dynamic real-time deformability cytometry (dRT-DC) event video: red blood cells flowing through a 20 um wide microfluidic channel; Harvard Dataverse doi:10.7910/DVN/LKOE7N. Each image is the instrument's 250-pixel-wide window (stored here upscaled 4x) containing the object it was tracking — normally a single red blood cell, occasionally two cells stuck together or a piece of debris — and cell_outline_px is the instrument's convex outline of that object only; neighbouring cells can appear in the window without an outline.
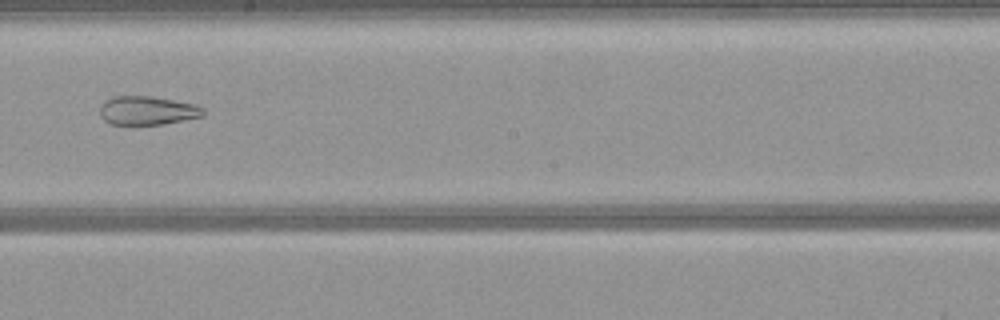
{"species": "common noctule bat (a hibernating species)", "species_latin": "Nyctalus noctula", "temperature_condition": "warm", "stored_images_in_passage": 47, "camera_frame_rate_fps": 3000, "um_per_image_px": 0.085, "animal": {"sex": "female", "body_mass_g": 21.9}, "frame": {"image": 1, "passage_image": 24, "time_ms": 7.667, "image_size_px": [1000, 320], "cell_outline_px": [[204, 116], [164, 124], [112, 124], [104, 120], [100, 116], [100, 108], [112, 96], [152, 96], [196, 104], [204, 108]], "centroid_in_image_um": [12.57, 9.39], "position_along_channel_um": 235.6, "area_um2": 17.22}}
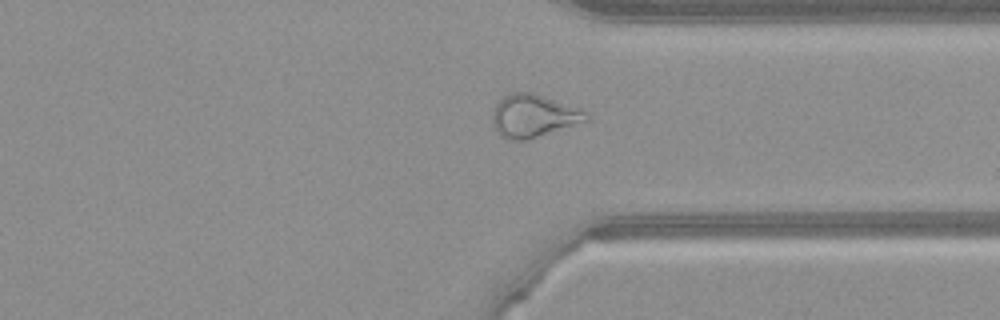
{"frame": {"image": 2, "passage_image": 34, "time_ms": 11.0, "image_size_px": [1000, 320], "cell_outline_px": [[588, 120], [528, 140], [508, 140], [500, 136], [492, 128], [492, 116], [496, 104], [504, 96], [512, 92], [532, 92], [584, 108], [588, 116]], "centroid_in_image_um": [45.34, 9.85], "position_along_channel_um": 366.1, "area_um2": 23.7}}
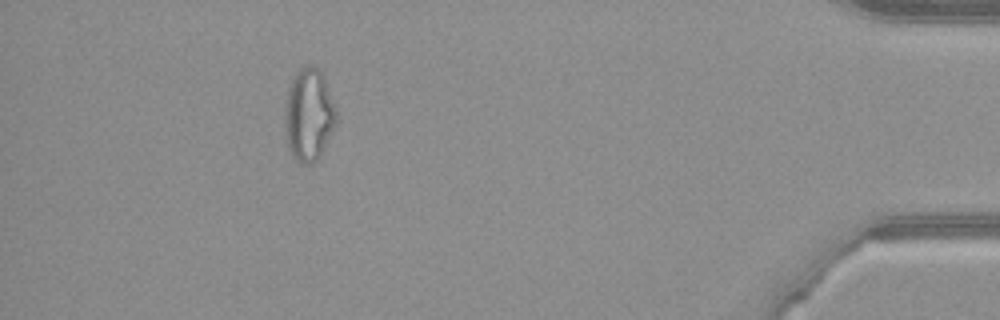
{"frame": {"image": 3, "passage_image": 42, "time_ms": 13.667, "image_size_px": [1000, 320], "cell_outline_px": [[336, 124], [320, 156], [312, 164], [300, 164], [292, 156], [288, 148], [284, 136], [284, 104], [288, 88], [296, 72], [300, 68], [308, 64], [316, 68], [324, 76], [336, 108]], "centroid_in_image_um": [26.22, 9.78], "position_along_channel_um": 409.0, "area_um2": 28.21}}